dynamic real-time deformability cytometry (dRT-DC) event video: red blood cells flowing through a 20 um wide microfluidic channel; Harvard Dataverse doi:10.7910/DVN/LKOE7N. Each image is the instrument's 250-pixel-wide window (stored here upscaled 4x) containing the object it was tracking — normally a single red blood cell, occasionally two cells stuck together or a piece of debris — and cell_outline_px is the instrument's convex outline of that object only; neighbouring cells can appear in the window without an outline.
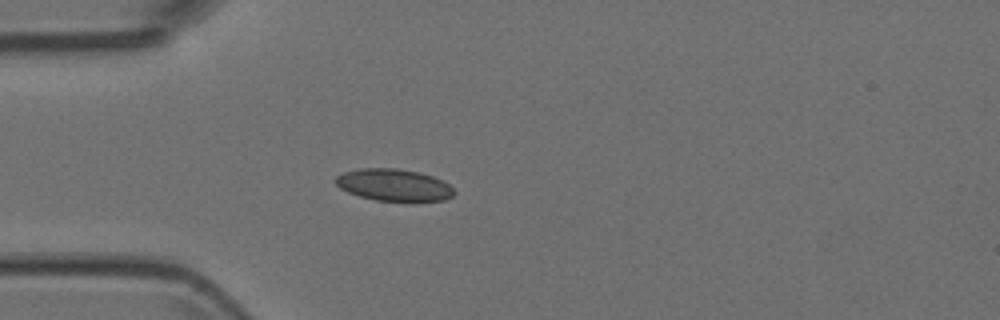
{"species": "Egyptian fruit bat (a non-hibernating species)", "species_latin": "Rousettus aegyptiacus", "temperature_condition": "room temperature", "stored_images_in_passage": 1, "camera_frame_rate_fps": 3000, "um_per_image_px": 0.085, "animal": {"sex": "female"}, "frame": {"image": 1, "passage_image": 1, "time_ms": 0.0, "image_size_px": [1000, 320], "cell_outline_px": [[456, 192], [452, 196], [444, 200], [376, 200], [360, 196], [348, 192], [340, 188], [336, 184], [336, 176], [344, 172], [356, 168], [396, 168], [420, 172], [444, 180]], "centroid_in_image_um": [33.47, 15.7], "position_along_channel_um": 51.5, "area_um2": 21.91}}